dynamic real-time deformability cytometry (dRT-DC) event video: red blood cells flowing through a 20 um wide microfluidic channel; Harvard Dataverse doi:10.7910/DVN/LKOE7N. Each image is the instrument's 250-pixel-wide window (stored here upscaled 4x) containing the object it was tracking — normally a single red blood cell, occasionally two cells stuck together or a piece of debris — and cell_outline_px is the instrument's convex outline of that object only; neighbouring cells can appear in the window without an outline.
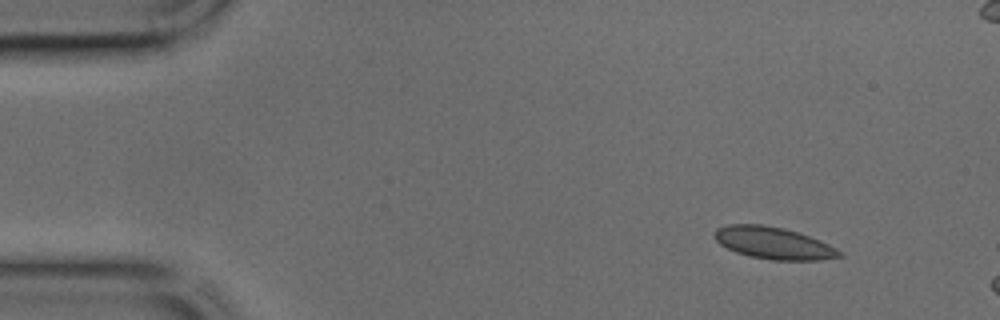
{"species": "common noctule bat (a hibernating species)", "species_latin": "Nyctalus noctula", "temperature_condition": "cold", "stored_images_in_passage": 6, "camera_frame_rate_fps": 3000, "um_per_image_px": 0.085, "animal": {"sex": "male", "body_mass_g": 17.9, "forearm_length_mm": 54.2}, "frame": {"image": 1, "passage_image": 1, "time_ms": 0.0, "image_size_px": [1000, 320], "cell_outline_px": [[844, 256], [820, 260], [772, 260], [752, 256], [736, 252], [720, 244], [712, 236], [716, 228], [728, 224], [760, 224], [784, 228], [820, 240], [844, 252]], "centroid_in_image_um": [65.75, 20.66], "position_along_channel_um": 19.2, "area_um2": 23.29}}